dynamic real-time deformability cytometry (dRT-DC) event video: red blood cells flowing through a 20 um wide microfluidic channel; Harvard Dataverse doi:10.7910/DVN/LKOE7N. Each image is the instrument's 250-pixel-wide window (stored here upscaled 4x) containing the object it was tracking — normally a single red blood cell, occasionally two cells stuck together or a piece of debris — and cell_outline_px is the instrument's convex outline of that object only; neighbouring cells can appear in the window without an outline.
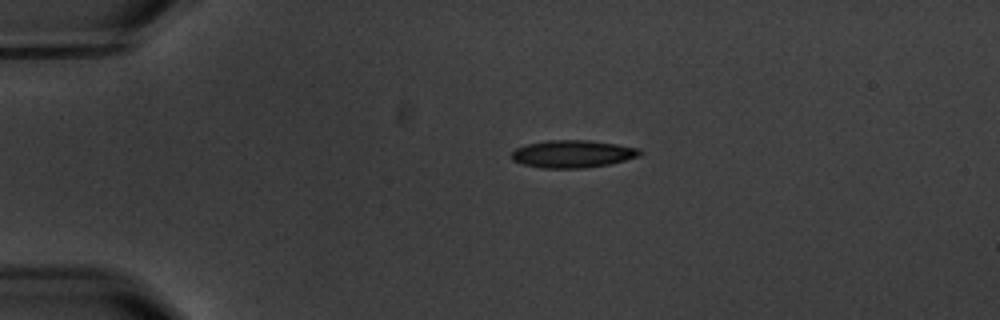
{"species": "common noctule bat (a hibernating species)", "species_latin": "Nyctalus noctula", "temperature_condition": "warm", "stored_images_in_passage": 3, "camera_frame_rate_fps": 3000, "um_per_image_px": 0.085, "animal": {"sex": "male", "body_mass_g": 20.1, "forearm_length_mm": 53.5}, "frame": {"image": 1, "passage_image": 1, "time_ms": 0.0, "image_size_px": [1000, 320], "cell_outline_px": [[644, 152], [640, 156], [608, 164], [580, 168], [540, 168], [524, 164], [512, 160], [512, 152], [516, 148], [528, 144], [548, 140], [588, 140], [616, 144], [640, 148]], "centroid_in_image_um": [48.7, 13.08], "position_along_channel_um": 36.3, "area_um2": 20.46}}
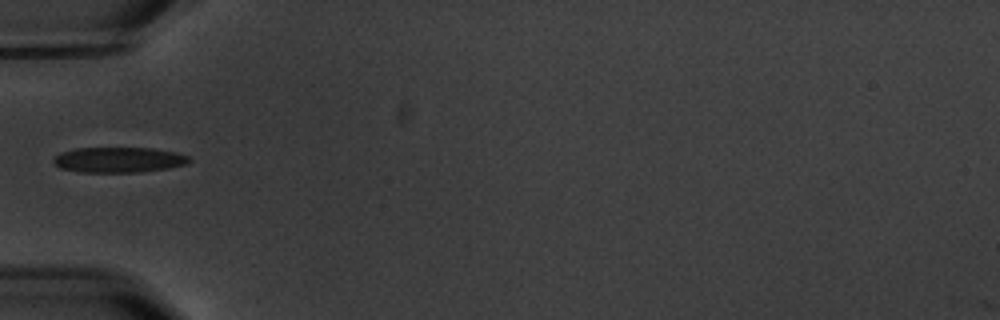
{"frame": {"image": 2, "passage_image": 3, "time_ms": 2.333, "image_size_px": [1000, 320], "cell_outline_px": [[192, 160], [188, 164], [168, 168], [140, 172], [80, 172], [60, 168], [52, 160], [60, 152], [76, 148], [152, 148], [176, 152], [188, 156]], "centroid_in_image_um": [10.11, 13.58], "position_along_channel_um": 74.9, "area_um2": 20.11}}